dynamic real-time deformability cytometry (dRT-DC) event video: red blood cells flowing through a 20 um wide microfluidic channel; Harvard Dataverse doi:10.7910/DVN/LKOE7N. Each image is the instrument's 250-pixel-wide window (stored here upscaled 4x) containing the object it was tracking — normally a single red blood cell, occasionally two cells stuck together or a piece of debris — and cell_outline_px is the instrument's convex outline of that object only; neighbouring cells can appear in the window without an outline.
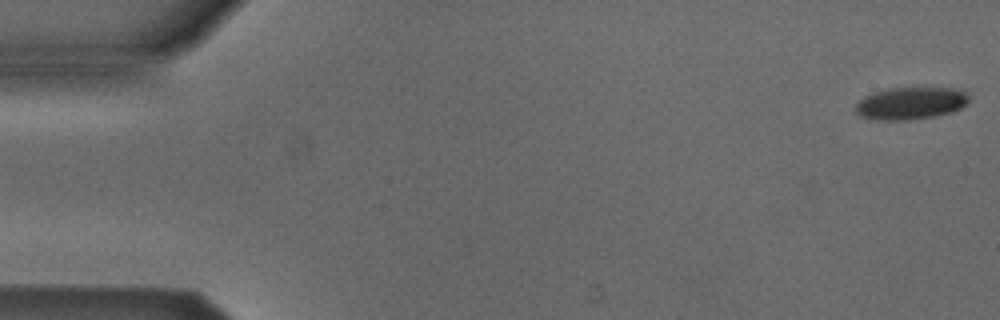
{"species": "Egyptian fruit bat (a non-hibernating species)", "species_latin": "Rousettus aegyptiacus", "temperature_condition": "cold", "stored_images_in_passage": 6, "segment_of_instrument_passage": [1, 2], "camera_frame_rate_fps": 3000, "um_per_image_px": 0.085, "animal": {"sex": "male"}, "frame": {"image": 1, "passage_image": 1, "time_ms": 0.0, "image_size_px": [1000, 320], "cell_outline_px": [[968, 104], [952, 112], [936, 116], [908, 120], [880, 120], [860, 116], [856, 112], [856, 104], [864, 96], [876, 92], [892, 88], [964, 88], [968, 92]], "centroid_in_image_um": [77.47, 8.77], "position_along_channel_um": 7.5, "area_um2": 21.44}}